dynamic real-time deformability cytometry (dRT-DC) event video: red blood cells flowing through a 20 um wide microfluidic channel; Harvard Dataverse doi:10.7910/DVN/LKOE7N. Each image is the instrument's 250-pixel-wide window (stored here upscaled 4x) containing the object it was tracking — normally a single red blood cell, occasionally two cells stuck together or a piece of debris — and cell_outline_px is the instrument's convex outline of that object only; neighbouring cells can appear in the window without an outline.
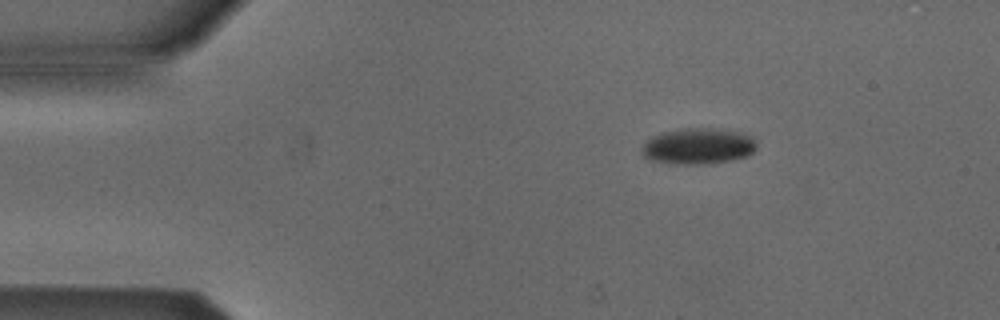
{"species": "Egyptian fruit bat (a non-hibernating species)", "species_latin": "Rousettus aegyptiacus", "temperature_condition": "cold", "stored_images_in_passage": 3, "camera_frame_rate_fps": 3000, "um_per_image_px": 0.085, "animal": {"sex": "male"}, "frame": {"image": 1, "passage_image": 1, "time_ms": 0.0, "image_size_px": [1000, 320], "cell_outline_px": [[756, 148], [748, 156], [732, 160], [708, 164], [672, 164], [648, 160], [640, 152], [640, 148], [652, 136], [664, 132], [688, 128], [712, 128], [736, 132], [752, 136], [756, 144]], "centroid_in_image_um": [59.31, 12.45], "position_along_channel_um": 25.7, "area_um2": 24.16}}